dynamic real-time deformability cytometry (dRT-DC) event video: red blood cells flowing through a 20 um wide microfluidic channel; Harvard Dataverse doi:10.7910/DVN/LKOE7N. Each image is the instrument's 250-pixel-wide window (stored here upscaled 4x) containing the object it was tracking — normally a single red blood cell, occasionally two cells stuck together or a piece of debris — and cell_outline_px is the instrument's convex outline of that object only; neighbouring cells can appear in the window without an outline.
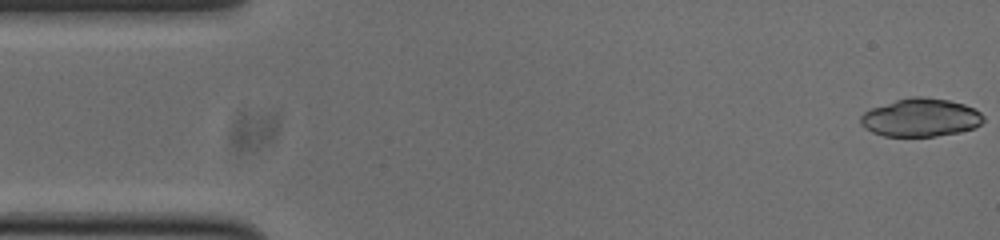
{"species": "common noctule bat (a hibernating species)", "species_latin": "Nyctalus noctula", "temperature_condition": "cold", "stored_images_in_passage": 52, "camera_frame_rate_fps": 3000, "um_per_image_px": 0.085, "animal": {"sex": "male", "body_mass_g": 20.0, "forearm_length_mm": 53.3}, "frame": {"image": 1, "passage_image": 1, "time_ms": 0.0, "image_size_px": [1000, 240], "cell_outline_px": [[984, 120], [976, 128], [960, 132], [936, 136], [884, 136], [872, 132], [864, 128], [860, 124], [860, 116], [864, 112], [872, 108], [896, 100], [912, 96], [920, 96], [948, 100], [964, 104], [980, 112], [984, 116]], "centroid_in_image_um": [78.26, 10.0], "position_along_channel_um": 6.7, "area_um2": 27.34}}